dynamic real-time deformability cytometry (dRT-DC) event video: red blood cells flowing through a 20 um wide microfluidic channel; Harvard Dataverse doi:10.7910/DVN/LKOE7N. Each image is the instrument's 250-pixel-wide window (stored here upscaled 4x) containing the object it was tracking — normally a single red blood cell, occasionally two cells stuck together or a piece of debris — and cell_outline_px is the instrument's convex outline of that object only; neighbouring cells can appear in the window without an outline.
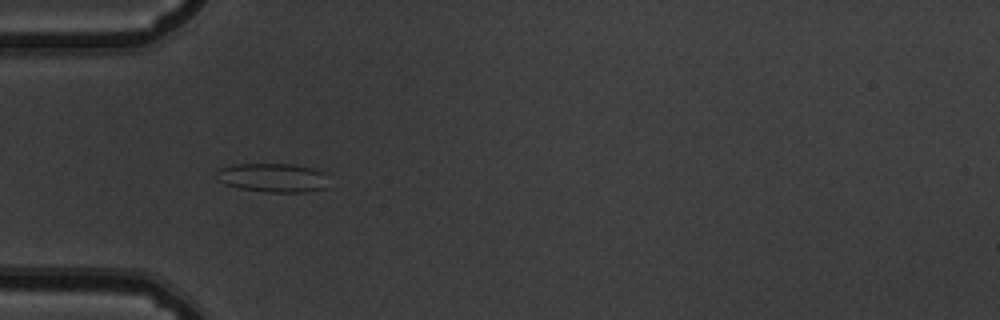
{"species": "common noctule bat (a hibernating species)", "species_latin": "Nyctalus noctula", "temperature_condition": "warm", "stored_images_in_passage": 37, "camera_frame_rate_fps": 3000, "um_per_image_px": 0.085, "animal": {"sex": "male", "body_mass_g": 19.5, "forearm_length_mm": 54.6}, "frame": {"image": 1, "passage_image": 1, "time_ms": 0.0, "image_size_px": [1000, 320], "cell_outline_px": [[324, 188], [304, 192], [268, 192], [240, 188], [224, 184], [220, 180], [216, 172], [220, 168], [232, 164], [296, 164], [312, 168], [324, 172]], "centroid_in_image_um": [23.15, 15.09], "position_along_channel_um": 61.9, "area_um2": 18.61}}
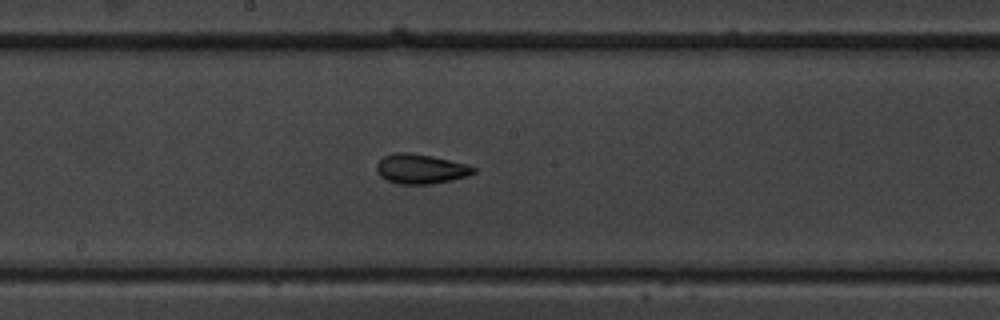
{"frame": {"image": 2, "passage_image": 13, "time_ms": 4.0, "image_size_px": [1000, 320], "cell_outline_px": [[476, 172], [452, 180], [432, 184], [400, 184], [388, 180], [380, 176], [376, 172], [376, 164], [384, 156], [396, 152], [408, 152], [432, 156], [464, 164], [476, 168]], "centroid_in_image_um": [35.71, 14.36], "position_along_channel_um": 212.5, "area_um2": 16.59}}
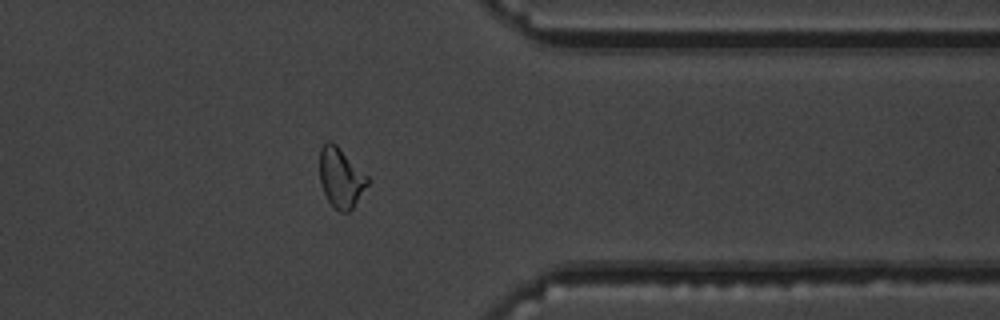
{"frame": {"image": 3, "passage_image": 27, "time_ms": 8.667, "image_size_px": [1000, 320], "cell_outline_px": [[368, 184], [352, 208], [348, 212], [340, 212], [328, 200], [320, 184], [320, 148], [328, 140], [336, 144], [368, 176]], "centroid_in_image_um": [28.96, 15.09], "position_along_channel_um": 382.4, "area_um2": 16.42}, "authors_computed_cell_mechanics": {"area_um2": 16.6464, "velocity_mm_per_s": 3.8407, "shape_relaxation_time_tau1_ms": 5.8484, "shape_relaxation_time_tau2_ms": 2.0349, "deformation_change_tau1": 0.1586, "deformation_change_tau2": 0.0866}}